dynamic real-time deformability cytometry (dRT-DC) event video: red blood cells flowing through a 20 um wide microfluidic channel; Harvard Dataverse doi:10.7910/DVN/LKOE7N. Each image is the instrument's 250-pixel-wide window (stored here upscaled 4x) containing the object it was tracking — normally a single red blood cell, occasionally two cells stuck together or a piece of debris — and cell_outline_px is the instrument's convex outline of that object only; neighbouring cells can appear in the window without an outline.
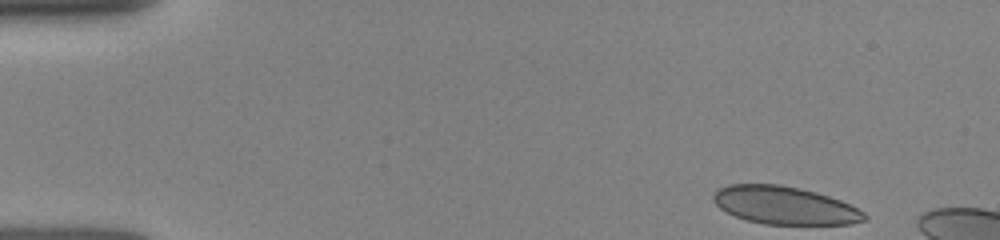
{"species": "human", "species_latin": "Homo sapiens", "temperature_condition": "room temperature", "stored_images_in_passage": 8, "camera_frame_rate_fps": 3000, "um_per_image_px": 0.085, "donor": {"sex": "female"}, "frame": {"image": 1, "passage_image": 1, "time_ms": 0.0, "image_size_px": [1000, 240], "cell_outline_px": [[868, 220], [852, 224], [764, 224], [748, 220], [736, 216], [720, 208], [712, 200], [712, 196], [720, 188], [728, 184], [780, 184], [800, 188], [816, 192], [840, 200], [864, 212], [868, 216]], "centroid_in_image_um": [66.71, 17.45], "position_along_channel_um": 18.3, "area_um2": 33.23}}